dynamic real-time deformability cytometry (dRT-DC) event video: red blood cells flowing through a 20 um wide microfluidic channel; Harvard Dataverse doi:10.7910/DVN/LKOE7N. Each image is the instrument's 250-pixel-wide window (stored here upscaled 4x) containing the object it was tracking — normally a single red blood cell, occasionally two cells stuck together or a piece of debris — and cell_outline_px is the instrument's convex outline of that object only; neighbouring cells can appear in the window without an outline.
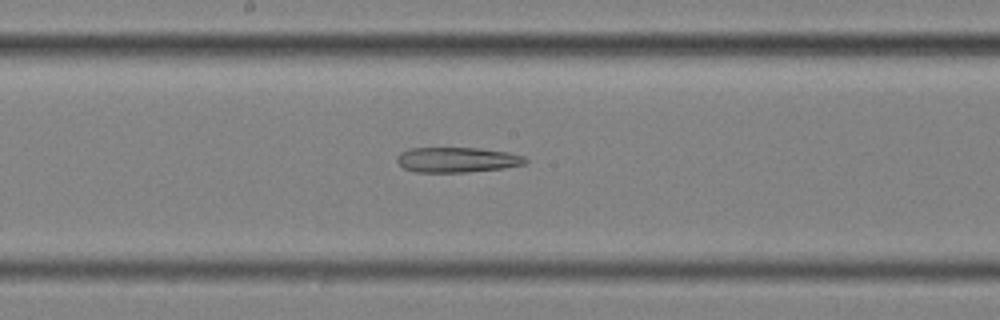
{"species": "common noctule bat (a hibernating species)", "species_latin": "Nyctalus noctula", "temperature_condition": "cold", "stored_images_in_passage": 58, "segment_of_instrument_passage": [2, 2], "camera_frame_rate_fps": 3000, "um_per_image_px": 0.085, "animal": {"sex": "female", "body_mass_g": 25.1}, "frame": {"image": 1, "passage_image": 31, "time_ms": 10.0, "image_size_px": [1000, 320], "cell_outline_px": [[528, 160], [524, 164], [504, 168], [468, 172], [416, 172], [404, 168], [396, 160], [396, 156], [400, 152], [408, 148], [480, 148], [508, 152], [524, 156]], "centroid_in_image_um": [38.84, 13.58], "position_along_channel_um": 209.4, "area_um2": 18.9}}
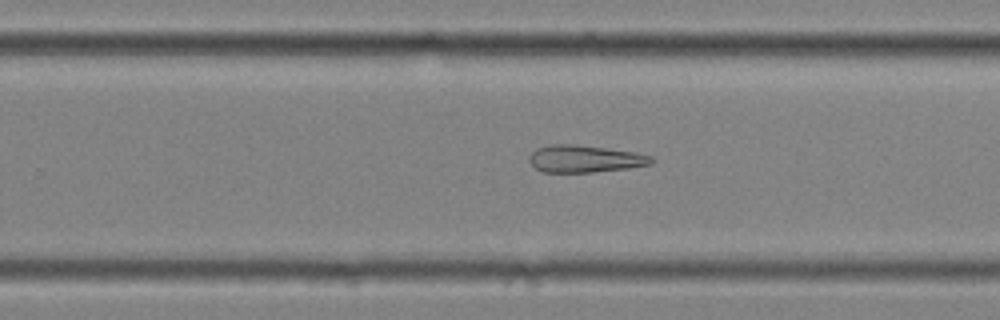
{"frame": {"image": 2, "passage_image": 37, "time_ms": 12.0, "image_size_px": [1000, 320], "cell_outline_px": [[656, 160], [652, 164], [628, 168], [592, 172], [544, 172], [536, 168], [528, 160], [532, 152], [536, 148], [552, 144], [576, 144], [636, 152], [652, 156]], "centroid_in_image_um": [49.74, 13.49], "position_along_channel_um": 280.1, "area_um2": 19.42}}
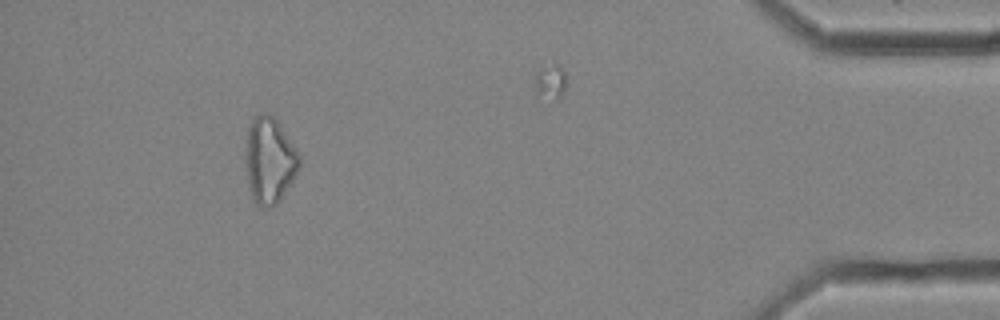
{"frame": {"image": 3, "passage_image": 53, "time_ms": 17.333, "image_size_px": [1000, 320], "cell_outline_px": [[300, 164], [292, 180], [280, 200], [272, 208], [264, 208], [256, 204], [252, 200], [248, 180], [244, 156], [248, 128], [252, 120], [256, 116], [264, 112], [268, 112], [276, 120], [296, 148], [300, 156]], "centroid_in_image_um": [22.88, 13.65], "position_along_channel_um": 412.3, "area_um2": 26.93}}